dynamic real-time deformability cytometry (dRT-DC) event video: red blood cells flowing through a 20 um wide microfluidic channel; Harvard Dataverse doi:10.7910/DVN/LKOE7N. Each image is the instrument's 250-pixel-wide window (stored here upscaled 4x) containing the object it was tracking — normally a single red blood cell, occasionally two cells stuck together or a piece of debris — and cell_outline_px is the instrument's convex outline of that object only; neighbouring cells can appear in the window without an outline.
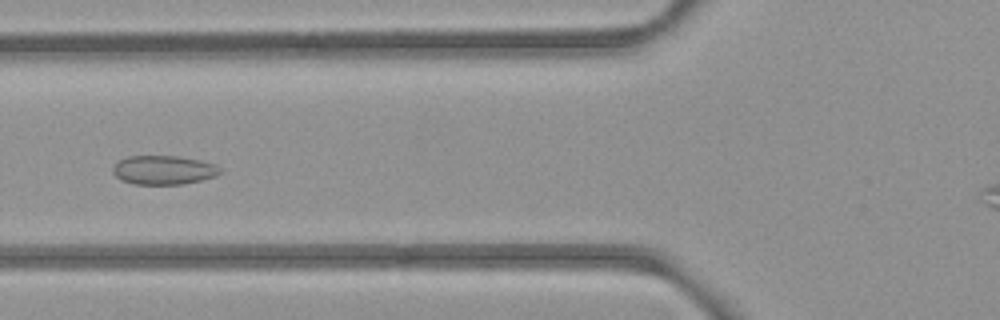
{"species": "common noctule bat (a hibernating species)", "species_latin": "Nyctalus noctula", "temperature_condition": "room temperature", "stored_images_in_passage": 9, "camera_frame_rate_fps": 3000, "um_per_image_px": 0.085, "animal": {"sex": "female", "body_mass_g": 21.9}, "frame": {"image": 1, "passage_image": 6, "time_ms": 6.667, "image_size_px": [1000, 320], "cell_outline_px": [[224, 172], [216, 176], [184, 184], [132, 184], [120, 180], [112, 172], [112, 168], [120, 160], [128, 156], [180, 156], [200, 160], [216, 164]], "centroid_in_image_um": [13.93, 14.45], "position_along_channel_um": 111.9, "area_um2": 18.26}}
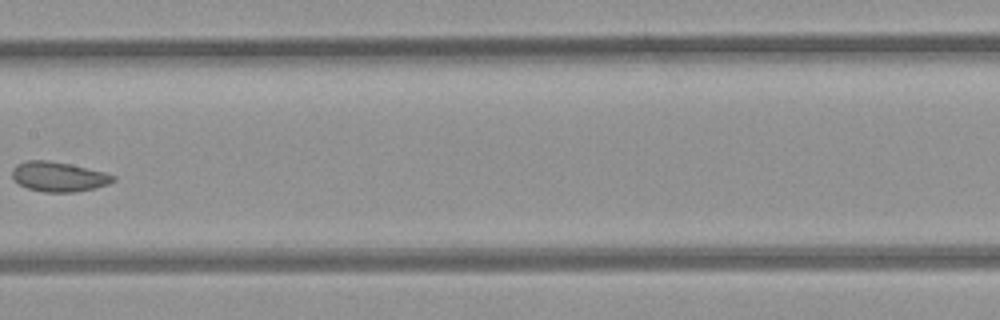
{"frame": {"image": 2, "passage_image": 8, "time_ms": 9.0, "image_size_px": [1000, 320], "cell_outline_px": [[116, 180], [108, 184], [96, 188], [76, 192], [44, 192], [28, 188], [20, 184], [12, 176], [12, 168], [16, 164], [28, 160], [48, 160], [68, 164], [104, 172], [116, 176]], "centroid_in_image_um": [4.99, 15.02], "position_along_channel_um": 202.4, "area_um2": 17.46}}
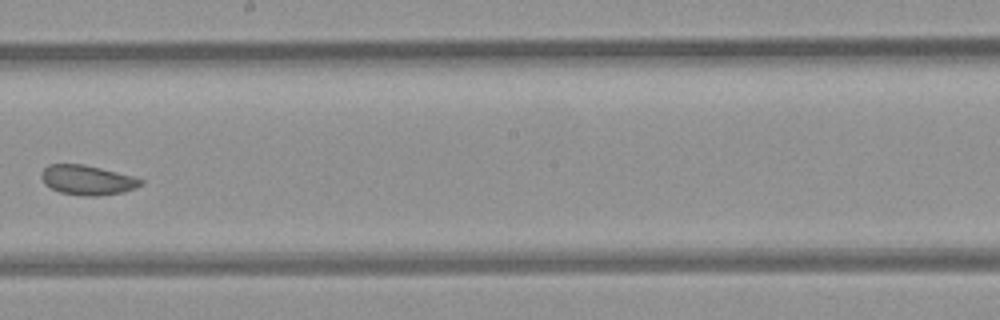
{"frame": {"image": 3, "passage_image": 9, "time_ms": 10.0, "image_size_px": [1000, 320], "cell_outline_px": [[144, 180], [136, 188], [124, 192], [96, 196], [84, 196], [60, 192], [44, 184], [40, 176], [40, 172], [48, 164], [84, 164], [132, 176]], "centroid_in_image_um": [7.38, 15.3], "position_along_channel_um": 240.8, "area_um2": 17.17}}